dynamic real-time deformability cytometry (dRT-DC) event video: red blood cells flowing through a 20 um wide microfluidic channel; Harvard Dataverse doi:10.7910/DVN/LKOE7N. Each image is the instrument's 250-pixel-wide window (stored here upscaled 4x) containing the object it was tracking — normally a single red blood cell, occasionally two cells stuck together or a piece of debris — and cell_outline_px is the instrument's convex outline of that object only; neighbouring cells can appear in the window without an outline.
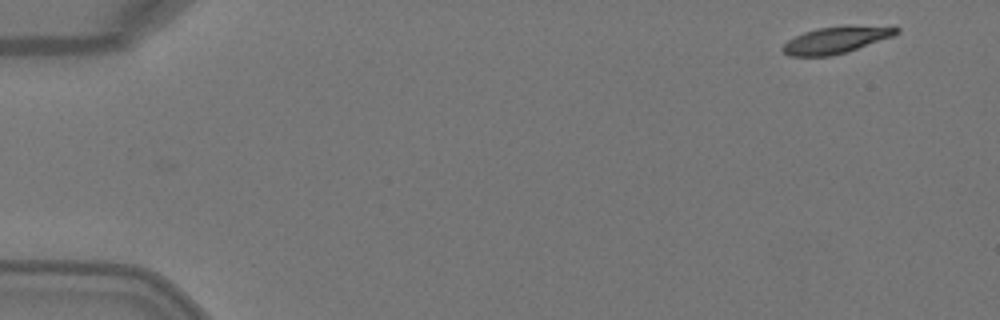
{"species": "Egyptian fruit bat (a non-hibernating species)", "species_latin": "Rousettus aegyptiacus", "temperature_condition": "warm", "stored_images_in_passage": 4, "camera_frame_rate_fps": 3000, "um_per_image_px": 0.085, "animal": {"sex": "female"}, "frame": {"image": 1, "passage_image": 1, "time_ms": 0.0, "image_size_px": [1000, 320], "cell_outline_px": [[900, 32], [892, 36], [848, 52], [832, 56], [788, 56], [780, 48], [788, 40], [804, 32], [820, 28], [900, 28]], "centroid_in_image_um": [70.94, 3.47], "position_along_channel_um": 14.1, "area_um2": 16.65}}
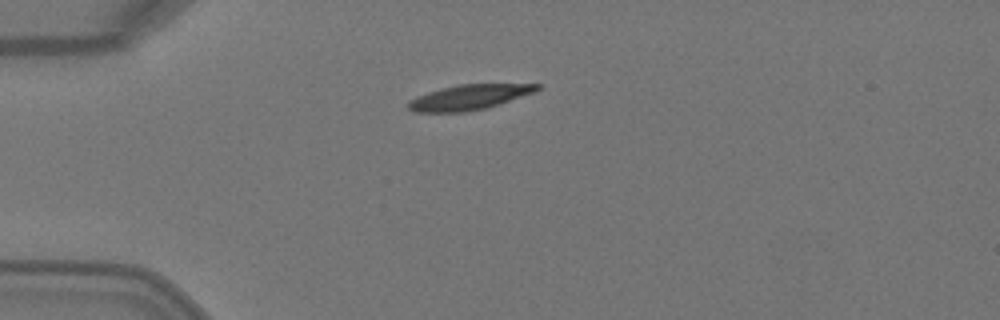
{"frame": {"image": 2, "passage_image": 3, "time_ms": 0.667, "image_size_px": [1000, 320], "cell_outline_px": [[544, 84], [536, 92], [484, 108], [464, 112], [412, 112], [408, 108], [408, 100], [416, 96], [440, 88], [460, 84]], "centroid_in_image_um": [39.85, 8.26], "position_along_channel_um": 45.2, "area_um2": 18.79}}
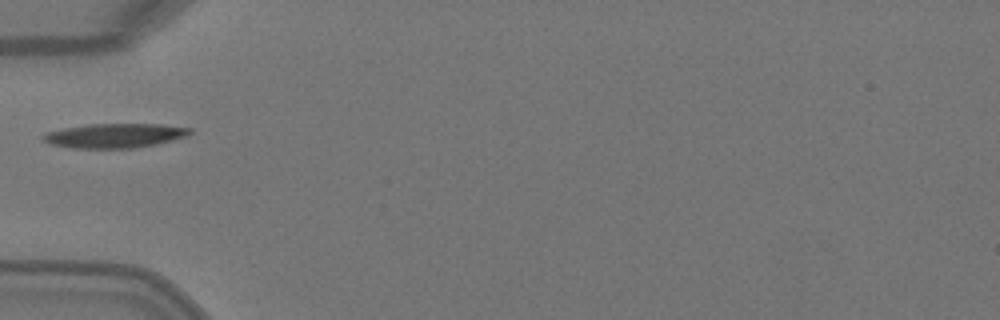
{"frame": {"image": 3, "passage_image": 4, "time_ms": 1.0, "image_size_px": [1000, 320], "cell_outline_px": [[192, 132], [188, 136], [156, 144], [136, 148], [72, 148], [52, 144], [44, 140], [40, 136], [44, 132], [64, 128], [88, 124], [164, 124], [192, 128]], "centroid_in_image_um": [9.77, 11.52], "position_along_channel_um": 75.2, "area_um2": 20.98}}